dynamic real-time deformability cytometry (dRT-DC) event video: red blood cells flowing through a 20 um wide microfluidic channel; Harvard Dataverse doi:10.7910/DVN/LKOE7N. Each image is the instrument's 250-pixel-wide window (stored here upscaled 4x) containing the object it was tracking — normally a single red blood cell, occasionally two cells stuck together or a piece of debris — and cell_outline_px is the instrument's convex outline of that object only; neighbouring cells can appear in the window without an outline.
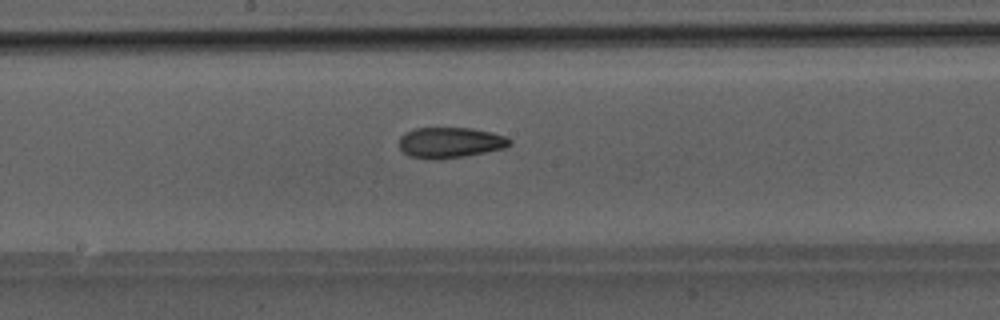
{"species": "Egyptian fruit bat (a non-hibernating species)", "species_latin": "Rousettus aegyptiacus", "temperature_condition": "room temperature", "stored_images_in_passage": 42, "camera_frame_rate_fps": 3000, "um_per_image_px": 0.085, "animal": {"sex": "male"}, "frame": {"image": 1, "passage_image": 24, "time_ms": 7.667, "image_size_px": [1000, 320], "cell_outline_px": [[512, 144], [504, 148], [464, 156], [440, 160], [428, 160], [412, 156], [404, 152], [400, 148], [400, 136], [404, 132], [412, 128], [472, 128], [492, 132], [504, 136], [512, 140]], "centroid_in_image_um": [38.25, 12.12], "position_along_channel_um": 209.9, "area_um2": 19.88}}
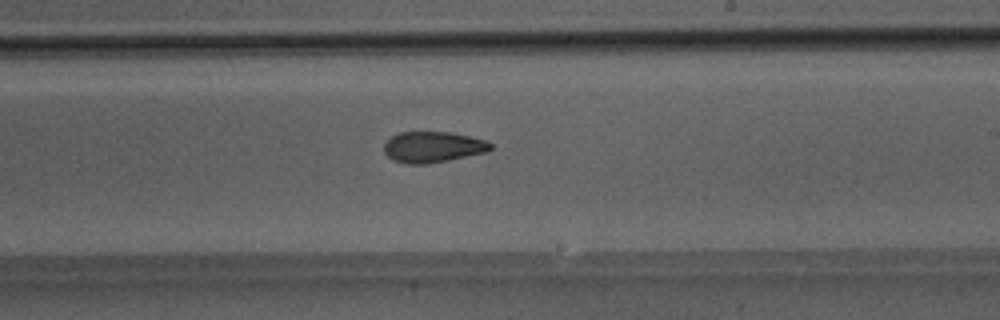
{"frame": {"image": 2, "passage_image": 27, "time_ms": 8.667, "image_size_px": [1000, 320], "cell_outline_px": [[492, 148], [488, 152], [448, 160], [424, 164], [404, 164], [392, 160], [384, 152], [384, 144], [392, 136], [400, 132], [452, 132], [484, 140], [492, 144]], "centroid_in_image_um": [36.78, 12.5], "position_along_channel_um": 252.2, "area_um2": 19.19}}
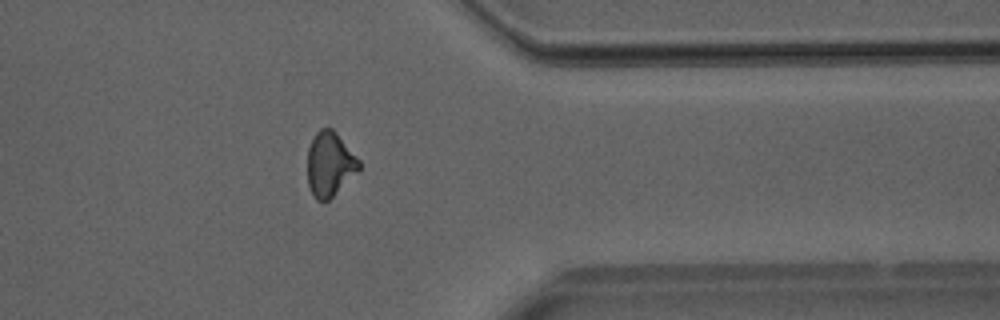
{"frame": {"image": 3, "passage_image": 37, "time_ms": 12.0, "image_size_px": [1000, 320], "cell_outline_px": [[360, 168], [328, 200], [316, 200], [312, 196], [308, 184], [308, 148], [316, 132], [320, 128], [332, 128], [336, 132], [360, 160]], "centroid_in_image_um": [28.01, 13.93], "position_along_channel_um": 383.4, "area_um2": 19.07}}